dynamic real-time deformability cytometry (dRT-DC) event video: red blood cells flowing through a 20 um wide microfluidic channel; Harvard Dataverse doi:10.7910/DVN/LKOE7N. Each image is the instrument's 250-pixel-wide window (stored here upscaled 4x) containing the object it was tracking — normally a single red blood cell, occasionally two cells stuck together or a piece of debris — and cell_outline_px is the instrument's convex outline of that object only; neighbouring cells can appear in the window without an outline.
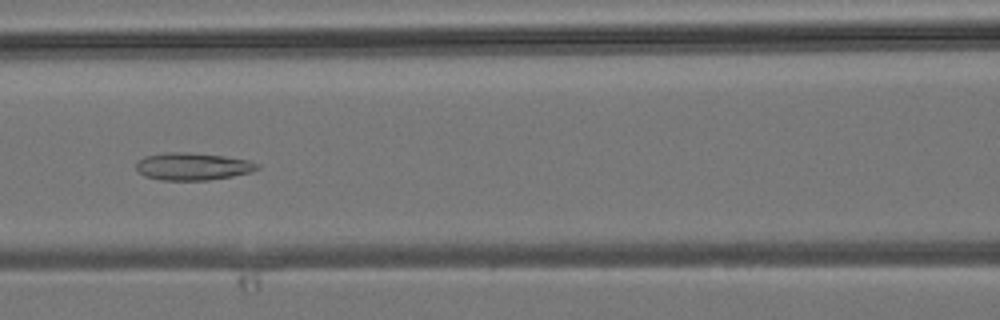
{"species": "common noctule bat (a hibernating species)", "species_latin": "Nyctalus noctula", "temperature_condition": "room temperature", "stored_images_in_passage": 33, "camera_frame_rate_fps": 3000, "um_per_image_px": 0.085, "animal": {"sex": "male", "body_mass_g": 19.2, "forearm_length_mm": 51.8}, "frame": {"image": 1, "passage_image": 19, "time_ms": 6.0, "image_size_px": [1000, 320], "cell_outline_px": [[260, 168], [252, 172], [232, 176], [208, 180], [160, 180], [144, 176], [136, 168], [136, 164], [144, 156], [168, 152], [180, 152], [224, 156], [248, 160], [260, 164]], "centroid_in_image_um": [16.4, 14.15], "position_along_channel_um": 150.2, "area_um2": 19.25}}
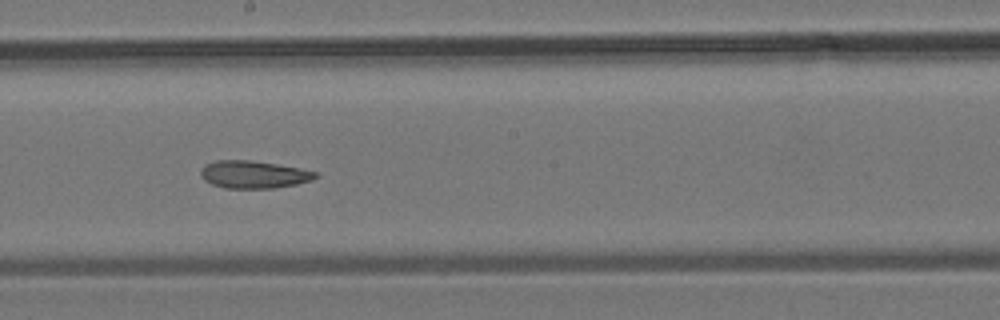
{"frame": {"image": 2, "passage_image": 24, "time_ms": 7.667, "image_size_px": [1000, 320], "cell_outline_px": [[320, 176], [312, 180], [296, 184], [272, 188], [224, 188], [212, 184], [204, 180], [200, 172], [200, 168], [204, 164], [216, 160], [248, 160], [276, 164], [300, 168], [316, 172]], "centroid_in_image_um": [21.54, 14.83], "position_along_channel_um": 226.7, "area_um2": 18.44}}
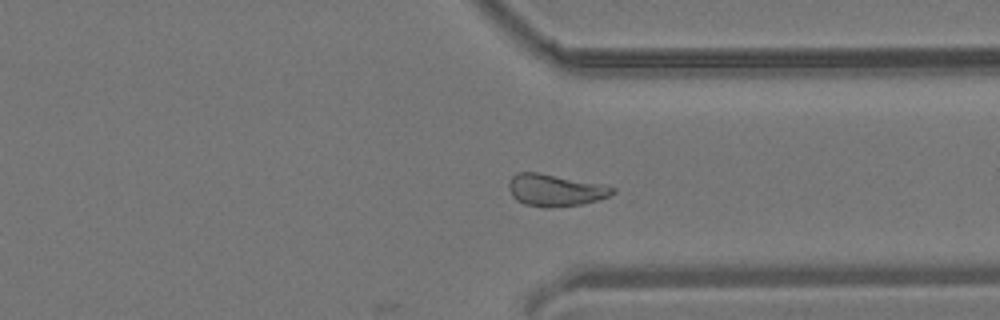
{"frame": {"image": 3, "passage_image": 33, "time_ms": 10.667, "image_size_px": [1000, 320], "cell_outline_px": [[616, 192], [608, 196], [596, 200], [580, 204], [548, 208], [544, 208], [524, 204], [516, 200], [512, 196], [508, 188], [508, 184], [512, 176], [516, 172], [536, 172], [604, 184], [616, 188]], "centroid_in_image_um": [47.17, 16.16], "position_along_channel_um": 364.2, "area_um2": 19.42}}